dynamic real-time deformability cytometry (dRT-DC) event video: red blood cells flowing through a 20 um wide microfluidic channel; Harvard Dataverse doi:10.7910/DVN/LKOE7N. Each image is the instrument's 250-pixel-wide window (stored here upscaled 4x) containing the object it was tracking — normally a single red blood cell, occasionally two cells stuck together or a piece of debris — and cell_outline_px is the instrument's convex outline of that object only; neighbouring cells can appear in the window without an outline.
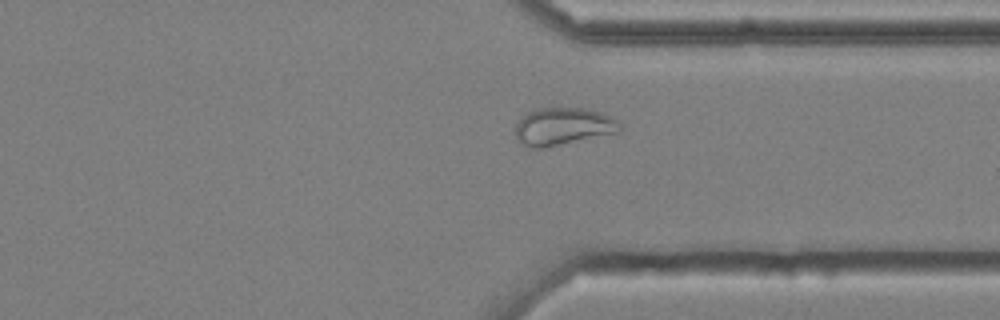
{"species": "common noctule bat (a hibernating species)", "species_latin": "Nyctalus noctula", "temperature_condition": "cold", "stored_images_in_passage": 44, "camera_frame_rate_fps": 3000, "um_per_image_px": 0.085, "animal": {"sex": "male", "body_mass_g": 20.4}, "frame": {"image": 1, "passage_image": 39, "time_ms": 12.667, "image_size_px": [1000, 320], "cell_outline_px": [[620, 132], [540, 148], [532, 148], [516, 140], [516, 124], [528, 112], [536, 108], [588, 108], [612, 116], [620, 120]], "centroid_in_image_um": [47.89, 10.73], "position_along_channel_um": 363.5, "area_um2": 22.72}}
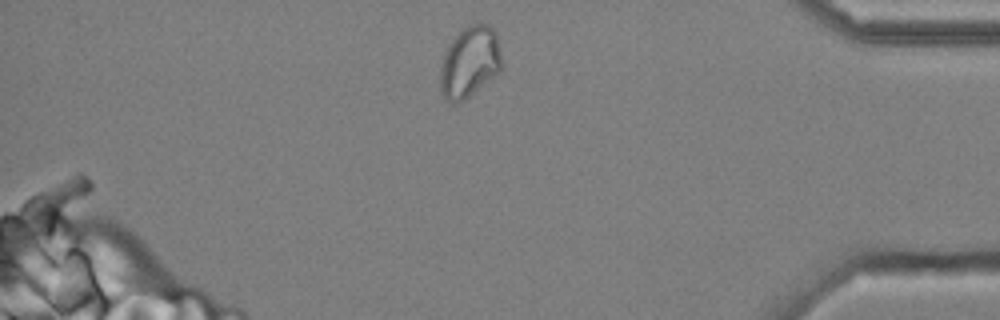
{"frame": {"image": 2, "passage_image": 44, "time_ms": 14.333, "image_size_px": [1000, 320], "cell_outline_px": [[500, 72], [464, 100], [456, 104], [444, 100], [440, 92], [440, 68], [444, 56], [452, 40], [460, 28], [468, 24], [480, 20], [488, 24], [496, 32], [500, 48]], "centroid_in_image_um": [39.91, 5.24], "position_along_channel_um": 395.3, "area_um2": 25.89}, "authors_computed_cell_mechanics": {"area_um2": 25.1141, "velocity_mm_per_s": 3.6849, "shape_relaxation_time_tau1_ms": null, "shape_relaxation_time_tau2_ms": 2.4601, "deformation_change_tau1": null, "deformation_change_tau2": 0.0706}}